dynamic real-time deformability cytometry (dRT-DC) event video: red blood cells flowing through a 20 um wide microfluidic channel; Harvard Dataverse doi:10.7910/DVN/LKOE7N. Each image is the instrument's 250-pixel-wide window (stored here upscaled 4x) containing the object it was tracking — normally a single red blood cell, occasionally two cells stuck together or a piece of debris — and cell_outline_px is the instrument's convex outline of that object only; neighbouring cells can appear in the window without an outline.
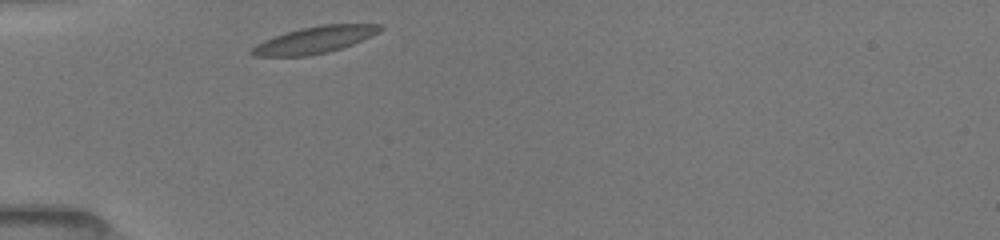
{"species": "common noctule bat (a hibernating species)", "species_latin": "Nyctalus noctula", "temperature_condition": "room temperature", "stored_images_in_passage": 7, "camera_frame_rate_fps": 3000, "um_per_image_px": 0.085, "animal": {"sex": "female", "body_mass_g": 19.5, "forearm_length_mm": 54.1}, "frame": {"image": 1, "passage_image": 1, "time_ms": 0.0, "image_size_px": [1000, 240], "cell_outline_px": [[384, 28], [380, 32], [372, 36], [352, 44], [328, 52], [308, 56], [252, 56], [248, 52], [256, 44], [264, 40], [284, 32], [300, 28], [320, 24], [380, 24]], "centroid_in_image_um": [26.73, 3.38], "position_along_channel_um": 58.3, "area_um2": 20.17}}
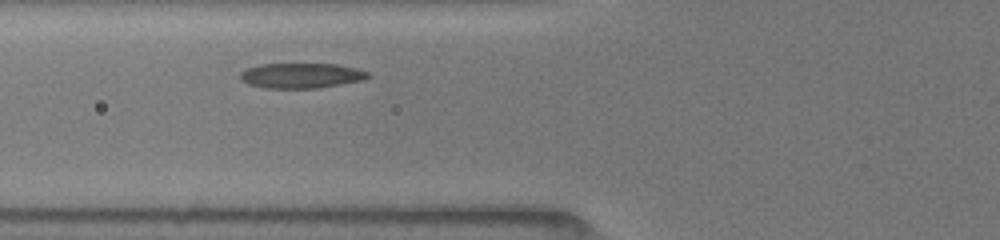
{"frame": {"image": 2, "passage_image": 4, "time_ms": 1.333, "image_size_px": [1000, 240], "cell_outline_px": [[372, 76], [364, 80], [316, 88], [264, 88], [248, 84], [240, 80], [240, 72], [248, 68], [260, 64], [336, 64], [356, 68], [368, 72]], "centroid_in_image_um": [25.6, 6.42], "position_along_channel_um": 100.2, "area_um2": 18.73}}
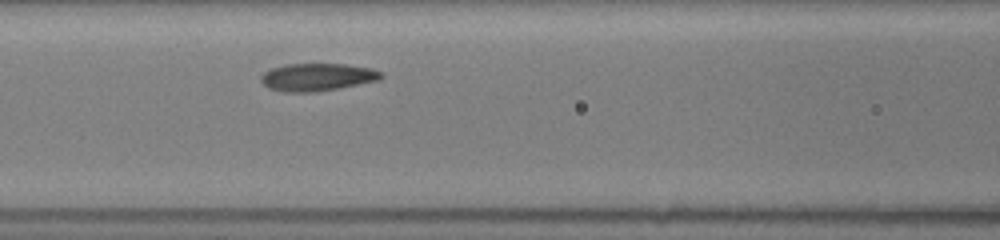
{"frame": {"image": 3, "passage_image": 7, "time_ms": 2.333, "image_size_px": [1000, 240], "cell_outline_px": [[384, 76], [380, 80], [316, 92], [284, 92], [268, 88], [260, 80], [260, 76], [264, 72], [272, 68], [284, 64], [344, 64], [372, 68], [380, 72]], "centroid_in_image_um": [26.95, 6.55], "position_along_channel_um": 139.7, "area_um2": 19.36}}